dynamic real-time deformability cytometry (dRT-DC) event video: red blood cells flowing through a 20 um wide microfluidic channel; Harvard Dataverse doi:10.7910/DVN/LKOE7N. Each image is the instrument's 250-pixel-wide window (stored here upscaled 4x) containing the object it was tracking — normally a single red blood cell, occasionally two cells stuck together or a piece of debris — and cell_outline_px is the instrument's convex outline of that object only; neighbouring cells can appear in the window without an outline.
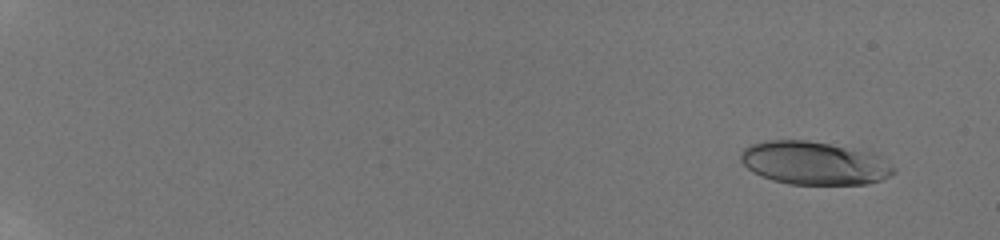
{"species": "human", "species_latin": "Homo sapiens", "temperature_condition": "room temperature", "stored_images_in_passage": 60, "camera_frame_rate_fps": 3000, "um_per_image_px": 0.085, "donor": {"sex": "male"}, "frame": {"image": 1, "passage_image": 5, "time_ms": 1.333, "image_size_px": [1000, 240], "cell_outline_px": [[896, 172], [892, 176], [868, 184], [788, 184], [772, 180], [760, 176], [752, 172], [740, 160], [740, 152], [744, 148], [752, 144], [764, 140], [808, 140], [868, 152], [884, 156], [896, 168]], "centroid_in_image_um": [69.23, 13.87], "position_along_channel_um": 15.8, "area_um2": 38.78}}
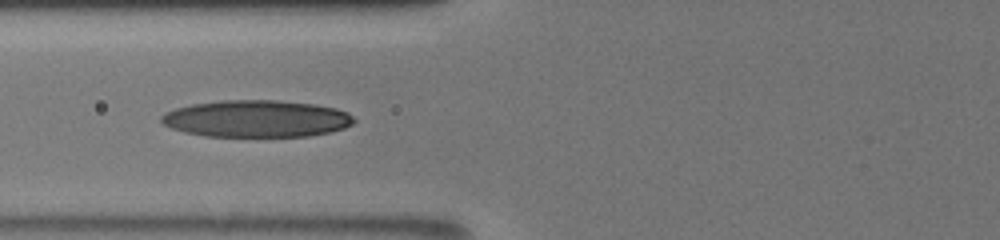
{"frame": {"image": 2, "passage_image": 48, "time_ms": 8.667, "image_size_px": [1000, 240], "cell_outline_px": [[356, 120], [352, 124], [344, 128], [332, 132], [308, 136], [204, 136], [184, 132], [172, 128], [164, 124], [160, 120], [160, 116], [164, 112], [176, 108], [192, 104], [224, 100], [276, 100], [312, 104], [336, 108], [348, 112]], "centroid_in_image_um": [21.8, 10.09], "position_along_channel_um": 104.0, "area_um2": 41.56}}
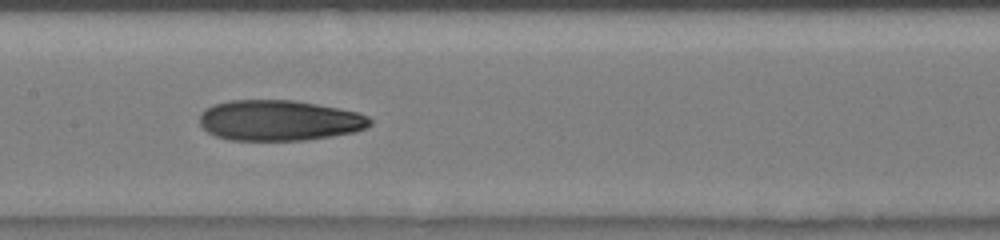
{"frame": {"image": 3, "passage_image": 59, "time_ms": 10.667, "image_size_px": [1000, 240], "cell_outline_px": [[372, 124], [368, 128], [356, 132], [332, 136], [304, 140], [228, 140], [216, 136], [208, 132], [200, 124], [200, 112], [204, 108], [212, 104], [228, 100], [296, 100], [360, 112], [368, 116], [372, 120]], "centroid_in_image_um": [23.75, 10.23], "position_along_channel_um": 183.6, "area_um2": 40.81}}